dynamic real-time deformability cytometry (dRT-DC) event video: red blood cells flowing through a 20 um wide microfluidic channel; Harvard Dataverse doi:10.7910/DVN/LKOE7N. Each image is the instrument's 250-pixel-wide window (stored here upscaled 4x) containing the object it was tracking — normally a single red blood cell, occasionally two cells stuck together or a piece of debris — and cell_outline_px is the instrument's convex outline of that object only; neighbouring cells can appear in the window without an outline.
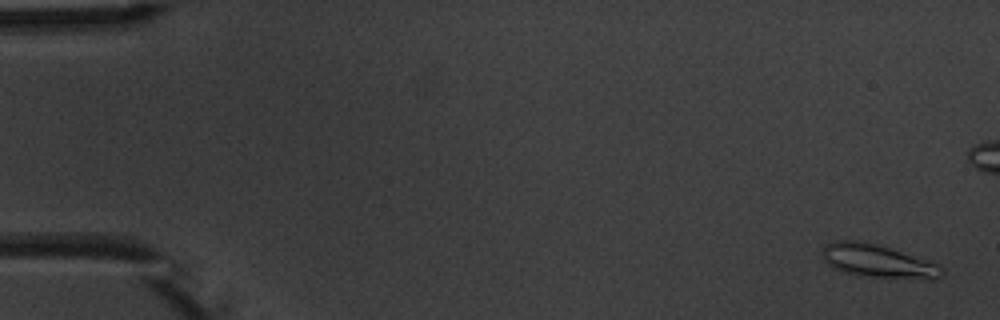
{"species": "common noctule bat (a hibernating species)", "species_latin": "Nyctalus noctula", "temperature_condition": "warm", "stored_images_in_passage": 6, "camera_frame_rate_fps": 3000, "um_per_image_px": 0.085, "animal": {"sex": "male", "body_mass_g": 20.1, "forearm_length_mm": 53.5}, "frame": {"image": 1, "passage_image": 1, "time_ms": 0.0, "image_size_px": [1000, 320], "cell_outline_px": [[944, 272], [936, 280], [928, 280], [860, 276], [844, 272], [832, 268], [824, 260], [820, 252], [824, 244], [836, 240], [856, 240], [876, 244], [940, 264], [944, 268]], "centroid_in_image_um": [74.61, 22.21], "position_along_channel_um": 10.4, "area_um2": 23.52}}